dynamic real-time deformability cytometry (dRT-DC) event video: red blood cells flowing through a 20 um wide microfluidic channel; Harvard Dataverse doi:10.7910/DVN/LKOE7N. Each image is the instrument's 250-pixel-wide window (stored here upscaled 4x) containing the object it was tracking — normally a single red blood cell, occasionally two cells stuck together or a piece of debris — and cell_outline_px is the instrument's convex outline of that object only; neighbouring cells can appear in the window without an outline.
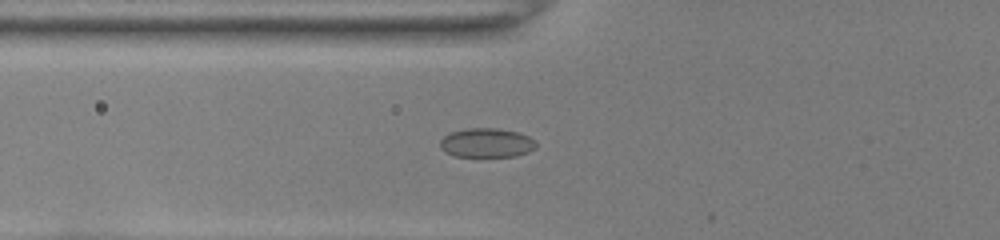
{"species": "common noctule bat (a hibernating species)", "species_latin": "Nyctalus noctula", "temperature_condition": "room temperature", "stored_images_in_passage": 14, "camera_frame_rate_fps": 3000, "um_per_image_px": 0.085, "animal": {"sex": "female", "body_mass_g": 22.0, "forearm_length_mm": 56.7}, "frame": {"image": 1, "passage_image": 10, "time_ms": 3.0, "image_size_px": [1000, 240], "cell_outline_px": [[536, 148], [528, 152], [516, 156], [456, 156], [444, 152], [440, 148], [440, 140], [444, 136], [452, 132], [464, 128], [496, 128], [516, 132], [528, 136], [536, 140]], "centroid_in_image_um": [41.36, 12.14], "position_along_channel_um": 84.4, "area_um2": 16.36}}
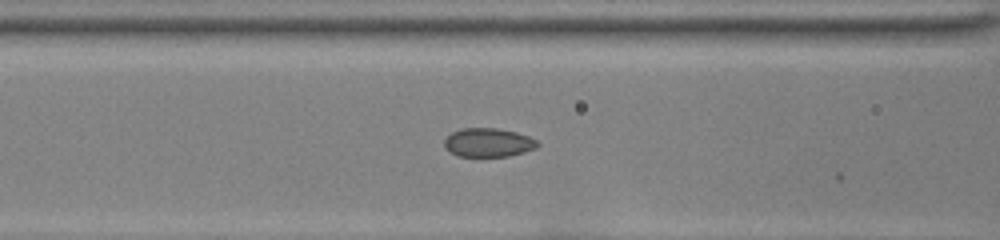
{"frame": {"image": 2, "passage_image": 13, "time_ms": 4.0, "image_size_px": [1000, 240], "cell_outline_px": [[540, 144], [536, 148], [524, 152], [508, 156], [456, 156], [448, 152], [444, 148], [444, 140], [452, 132], [460, 128], [496, 128], [516, 132], [528, 136], [536, 140]], "centroid_in_image_um": [41.47, 12.12], "position_along_channel_um": 125.1, "area_um2": 15.72}}